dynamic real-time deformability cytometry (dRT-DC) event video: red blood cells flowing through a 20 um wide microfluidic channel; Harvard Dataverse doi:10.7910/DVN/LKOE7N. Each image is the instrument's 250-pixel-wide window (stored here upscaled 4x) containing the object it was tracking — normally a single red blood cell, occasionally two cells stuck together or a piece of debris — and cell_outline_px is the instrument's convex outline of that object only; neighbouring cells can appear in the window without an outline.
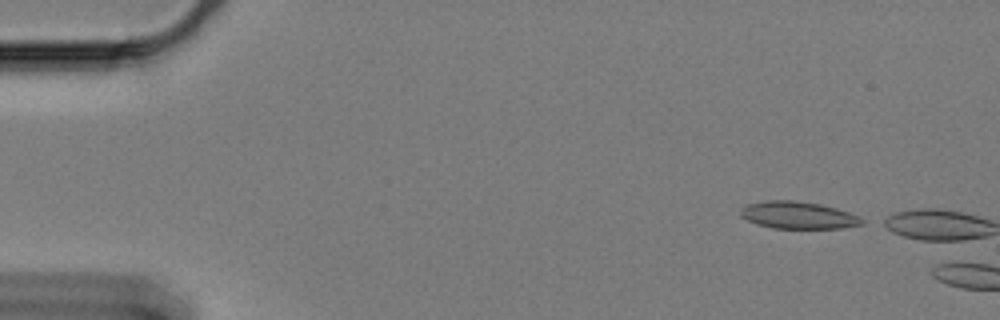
{"species": "Egyptian fruit bat (a non-hibernating species)", "species_latin": "Rousettus aegyptiacus", "temperature_condition": "cold", "stored_images_in_passage": 4, "camera_frame_rate_fps": 3000, "um_per_image_px": 0.085, "animal": {"sex": "female"}, "frame": {"image": 1, "passage_image": 1, "time_ms": 0.0, "image_size_px": [1000, 320], "cell_outline_px": [[868, 220], [864, 224], [844, 228], [772, 228], [756, 224], [740, 216], [740, 208], [744, 204], [768, 200], [796, 200], [820, 204], [836, 208], [860, 216]], "centroid_in_image_um": [67.86, 18.29], "position_along_channel_um": 17.1, "area_um2": 19.59}}